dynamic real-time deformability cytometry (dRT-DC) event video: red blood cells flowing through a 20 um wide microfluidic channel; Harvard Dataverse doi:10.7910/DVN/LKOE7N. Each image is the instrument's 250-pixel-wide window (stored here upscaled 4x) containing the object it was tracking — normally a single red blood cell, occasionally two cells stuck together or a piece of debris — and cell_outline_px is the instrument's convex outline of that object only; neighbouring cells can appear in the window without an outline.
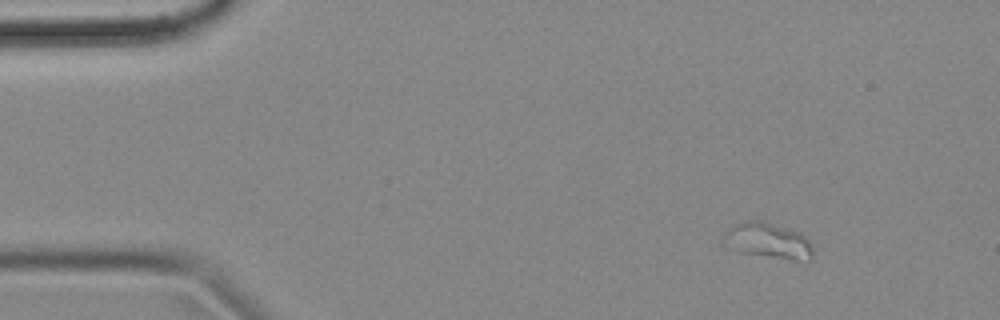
{"species": "common noctule bat (a hibernating species)", "species_latin": "Nyctalus noctula", "temperature_condition": "cold", "stored_images_in_passage": 51, "camera_frame_rate_fps": 3000, "um_per_image_px": 0.085, "animal": {"sex": "female", "body_mass_g": 18.4}, "frame": {"image": 1, "passage_image": 1, "time_ms": 0.0, "image_size_px": [1000, 320], "cell_outline_px": [[812, 260], [792, 260], [740, 252], [724, 248], [720, 244], [720, 240], [728, 228], [736, 224], [748, 220], [760, 220], [800, 232], [808, 236], [812, 244]], "centroid_in_image_um": [65.24, 20.47], "position_along_channel_um": 19.8, "area_um2": 19.07}}
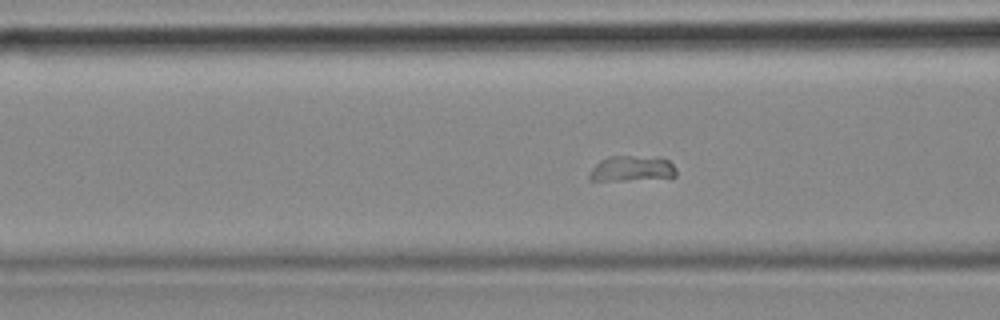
{"frame": {"image": 2, "passage_image": 16, "time_ms": 5.0, "image_size_px": [1000, 320], "cell_outline_px": [[676, 176], [628, 180], [588, 180], [588, 176], [592, 168], [600, 160], [608, 156], [660, 156], [668, 160], [676, 168]], "centroid_in_image_um": [53.71, 14.31], "position_along_channel_um": 112.9, "area_um2": 12.95}}
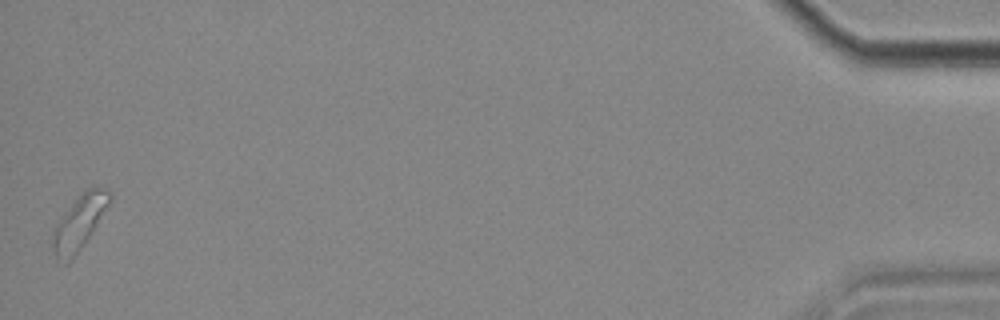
{"frame": {"image": 3, "passage_image": 51, "time_ms": 16.667, "image_size_px": [1000, 320], "cell_outline_px": [[112, 200], [72, 260], [68, 264], [56, 260], [52, 244], [52, 240], [56, 224], [80, 192], [88, 188], [104, 188], [112, 196]], "centroid_in_image_um": [6.71, 18.92], "position_along_channel_um": 428.5, "area_um2": 17.46}}